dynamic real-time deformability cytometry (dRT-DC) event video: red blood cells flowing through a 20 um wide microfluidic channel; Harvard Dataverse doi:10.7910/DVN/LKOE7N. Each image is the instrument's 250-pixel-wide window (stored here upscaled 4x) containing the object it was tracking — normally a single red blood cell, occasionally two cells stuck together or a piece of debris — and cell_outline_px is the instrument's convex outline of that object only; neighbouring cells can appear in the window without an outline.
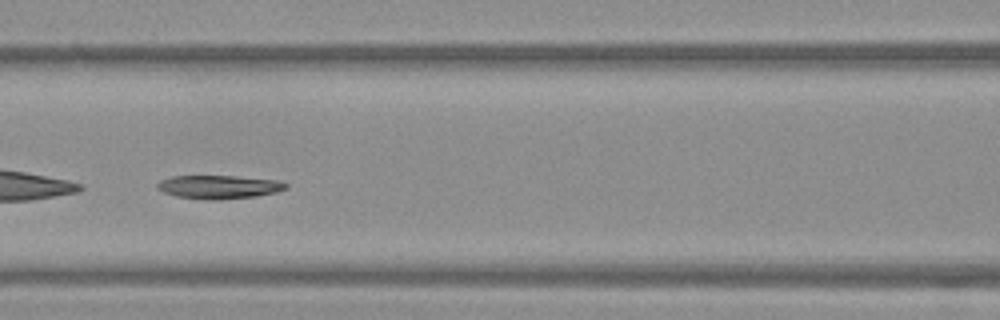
{"species": "Egyptian fruit bat (a non-hibernating species)", "species_latin": "Rousettus aegyptiacus", "temperature_condition": "warm", "stored_images_in_passage": 53, "camera_frame_rate_fps": 3000, "um_per_image_px": 0.085, "frame": {"image": 1, "passage_image": 23, "time_ms": 7.333, "image_size_px": [1000, 320], "cell_outline_px": [[288, 188], [276, 192], [256, 196], [220, 200], [204, 200], [176, 196], [164, 192], [156, 188], [156, 184], [160, 180], [172, 176], [236, 176], [276, 180], [288, 184]], "centroid_in_image_um": [18.59, 15.89], "position_along_channel_um": 148.0, "area_um2": 17.69}}
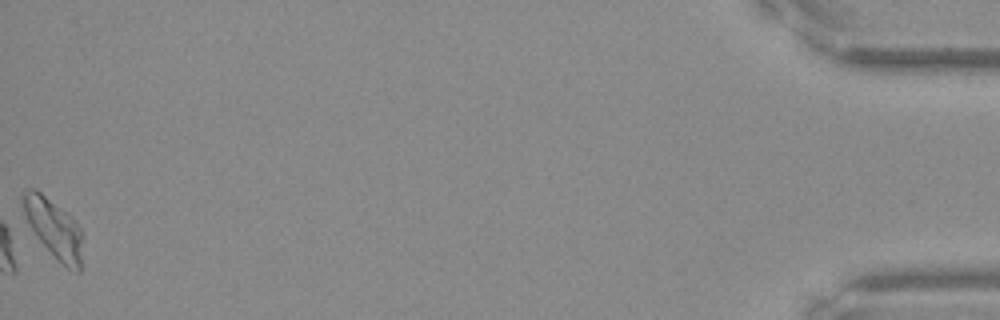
{"frame": {"image": 2, "passage_image": 53, "time_ms": 17.333, "image_size_px": [1000, 320], "cell_outline_px": [[84, 236], [80, 272], [76, 272], [68, 268], [56, 260], [36, 236], [28, 224], [20, 204], [20, 196], [28, 188], [36, 188], [68, 212], [76, 220]], "centroid_in_image_um": [4.58, 19.38], "position_along_channel_um": 430.6, "area_um2": 21.33}, "authors_computed_cell_mechanics": {"area_um2": 18.207, "velocity_mm_per_s": 3.7998, "shape_relaxation_time_tau1_ms": 3.7517, "shape_relaxation_time_tau2_ms": 2.4922, "deformation_change_tau1": 0.1553, "deformation_change_tau2": 0.0758}}